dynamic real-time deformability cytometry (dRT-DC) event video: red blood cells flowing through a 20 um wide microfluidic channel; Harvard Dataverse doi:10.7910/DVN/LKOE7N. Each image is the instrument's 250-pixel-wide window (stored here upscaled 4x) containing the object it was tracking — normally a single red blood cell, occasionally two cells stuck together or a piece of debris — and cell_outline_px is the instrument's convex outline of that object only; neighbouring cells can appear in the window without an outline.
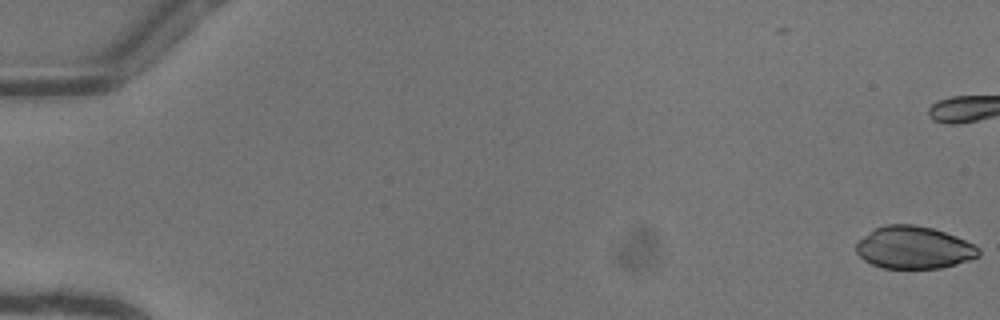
{"species": "common noctule bat (a hibernating species)", "species_latin": "Nyctalus noctula", "temperature_condition": "warm", "stored_images_in_passage": 41, "camera_frame_rate_fps": 3000, "um_per_image_px": 0.085, "animal": {"sex": "female"}, "frame": {"image": 1, "passage_image": 1, "time_ms": 0.0, "image_size_px": [1000, 320], "cell_outline_px": [[980, 256], [956, 264], [940, 268], [884, 268], [872, 264], [864, 260], [856, 252], [856, 244], [864, 236], [876, 228], [884, 224], [912, 224], [932, 228], [956, 236], [980, 248]], "centroid_in_image_um": [77.68, 21.04], "position_along_channel_um": 7.3, "area_um2": 30.06}}